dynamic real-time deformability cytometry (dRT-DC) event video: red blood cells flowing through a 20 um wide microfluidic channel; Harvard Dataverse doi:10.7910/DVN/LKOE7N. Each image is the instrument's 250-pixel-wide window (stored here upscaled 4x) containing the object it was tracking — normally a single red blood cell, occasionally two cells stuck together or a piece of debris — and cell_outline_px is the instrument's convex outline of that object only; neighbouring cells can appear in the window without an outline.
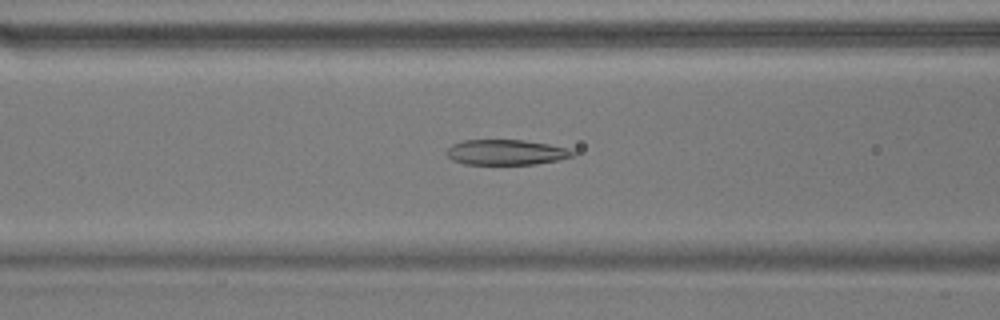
{"species": "common noctule bat (a hibernating species)", "species_latin": "Nyctalus noctula", "temperature_condition": "warm", "stored_images_in_passage": 54, "camera_frame_rate_fps": 3000, "um_per_image_px": 0.085, "animal": {"sex": "male", "body_mass_g": 17.9}, "frame": {"image": 1, "passage_image": 21, "time_ms": 6.667, "image_size_px": [1000, 320], "cell_outline_px": [[576, 152], [572, 156], [556, 160], [536, 164], [464, 164], [452, 160], [448, 156], [448, 148], [452, 144], [464, 140], [524, 140], [548, 144], [568, 148]], "centroid_in_image_um": [43.01, 12.94], "position_along_channel_um": 123.6, "area_um2": 18.44}}
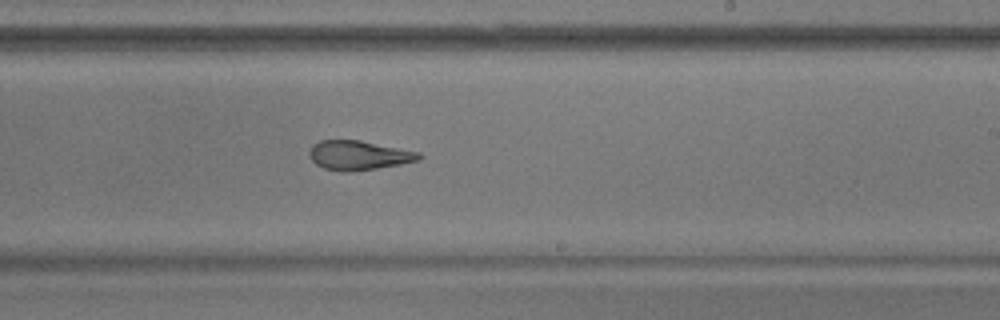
{"frame": {"image": 2, "passage_image": 32, "time_ms": 10.333, "image_size_px": [1000, 320], "cell_outline_px": [[424, 156], [420, 160], [400, 164], [352, 172], [340, 172], [324, 168], [316, 164], [308, 156], [308, 152], [312, 144], [320, 140], [360, 140], [420, 152]], "centroid_in_image_um": [30.47, 13.2], "position_along_channel_um": 258.5, "area_um2": 18.96}}
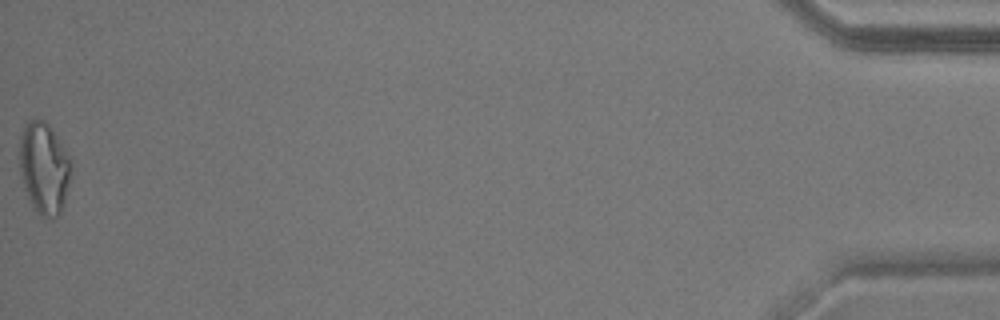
{"frame": {"image": 3, "passage_image": 54, "time_ms": 17.667, "image_size_px": [1000, 320], "cell_outline_px": [[72, 168], [64, 200], [60, 212], [52, 220], [40, 216], [32, 208], [28, 200], [24, 188], [20, 172], [20, 136], [24, 124], [28, 120], [36, 116], [44, 120], [48, 124], [72, 156]], "centroid_in_image_um": [3.75, 14.25], "position_along_channel_um": 431.5, "area_um2": 28.21}, "authors_computed_cell_mechanics": {"area_um2": 21.3571, "velocity_mm_per_s": 3.6853, "shape_relaxation_time_tau1_ms": null, "shape_relaxation_time_tau2_ms": 2.5715, "deformation_change_tau1": null, "deformation_change_tau2": 0.1155}}